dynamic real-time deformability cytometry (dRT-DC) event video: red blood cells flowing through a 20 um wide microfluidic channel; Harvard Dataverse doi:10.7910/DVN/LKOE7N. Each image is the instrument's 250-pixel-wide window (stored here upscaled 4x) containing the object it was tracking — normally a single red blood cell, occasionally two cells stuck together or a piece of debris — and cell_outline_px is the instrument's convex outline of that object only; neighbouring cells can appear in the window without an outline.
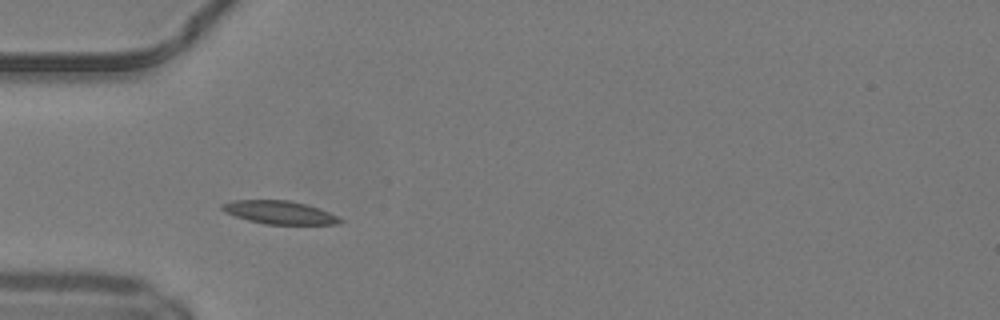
{"species": "common noctule bat (a hibernating species)", "species_latin": "Nyctalus noctula", "temperature_condition": "warm", "stored_images_in_passage": 38, "camera_frame_rate_fps": 3000, "um_per_image_px": 0.085, "animal": {"sex": "male", "body_mass_g": 19.2, "forearm_length_mm": 51.8}, "frame": {"image": 1, "passage_image": 4, "time_ms": 1.0, "image_size_px": [1000, 320], "cell_outline_px": [[344, 220], [340, 224], [264, 224], [248, 220], [224, 212], [220, 208], [220, 204], [232, 200], [288, 200], [308, 204], [320, 208]], "centroid_in_image_um": [23.74, 18.05], "position_along_channel_um": 61.3, "area_um2": 16.01}}
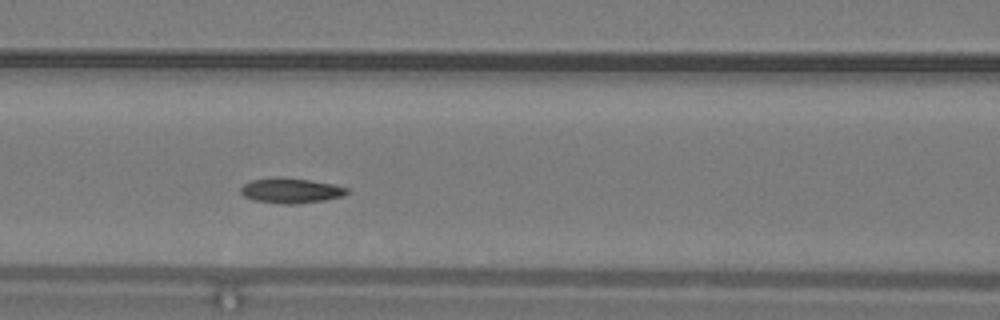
{"frame": {"image": 2, "passage_image": 10, "time_ms": 3.0, "image_size_px": [1000, 320], "cell_outline_px": [[348, 192], [344, 196], [324, 200], [296, 204], [284, 204], [256, 200], [244, 196], [240, 192], [240, 188], [244, 184], [252, 180], [280, 176], [284, 176], [312, 180], [332, 184], [348, 188]], "centroid_in_image_um": [24.73, 16.18], "position_along_channel_um": 141.9, "area_um2": 15.61}}
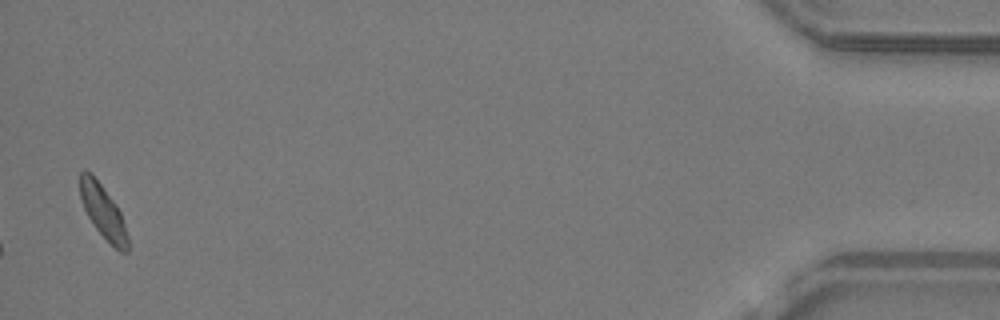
{"frame": {"image": 3, "passage_image": 37, "time_ms": 12.0, "image_size_px": [1000, 320], "cell_outline_px": [[128, 252], [120, 252], [96, 228], [88, 216], [80, 200], [80, 172], [84, 168], [92, 172], [116, 204], [120, 212], [128, 236]], "centroid_in_image_um": [8.74, 17.92], "position_along_channel_um": 426.5, "area_um2": 14.74}, "authors_computed_cell_mechanics": {"area_um2": 15.2592, "velocity_mm_per_s": 4.1638, "shape_relaxation_time_tau1_ms": 2.0233, "shape_relaxation_time_tau2_ms": null, "deformation_change_tau1": 0.1136, "deformation_change_tau2": null}}